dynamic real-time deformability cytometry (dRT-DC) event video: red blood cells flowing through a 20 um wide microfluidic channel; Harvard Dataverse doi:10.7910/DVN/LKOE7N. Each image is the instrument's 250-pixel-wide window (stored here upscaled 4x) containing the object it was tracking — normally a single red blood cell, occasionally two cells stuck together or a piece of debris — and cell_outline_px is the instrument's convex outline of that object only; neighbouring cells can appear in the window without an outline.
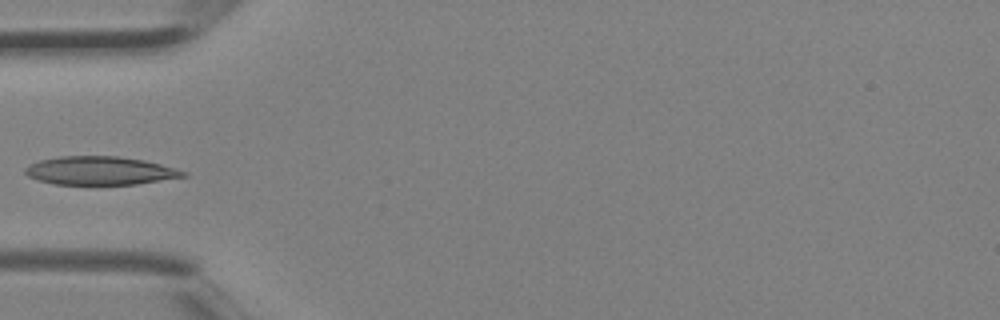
{"species": "Egyptian fruit bat (a non-hibernating species)", "species_latin": "Rousettus aegyptiacus", "temperature_condition": "room temperature", "stored_images_in_passage": 3, "camera_frame_rate_fps": 3000, "um_per_image_px": 0.085, "animal": {"sex": "female"}, "frame": {"image": 1, "passage_image": 3, "time_ms": 0.667, "image_size_px": [1000, 320], "cell_outline_px": [[188, 176], [136, 184], [52, 184], [36, 180], [28, 176], [24, 172], [24, 168], [28, 164], [40, 160], [60, 156], [120, 156], [144, 160], [176, 168], [188, 172]], "centroid_in_image_um": [8.48, 14.5], "position_along_channel_um": 76.5, "area_um2": 26.3}}